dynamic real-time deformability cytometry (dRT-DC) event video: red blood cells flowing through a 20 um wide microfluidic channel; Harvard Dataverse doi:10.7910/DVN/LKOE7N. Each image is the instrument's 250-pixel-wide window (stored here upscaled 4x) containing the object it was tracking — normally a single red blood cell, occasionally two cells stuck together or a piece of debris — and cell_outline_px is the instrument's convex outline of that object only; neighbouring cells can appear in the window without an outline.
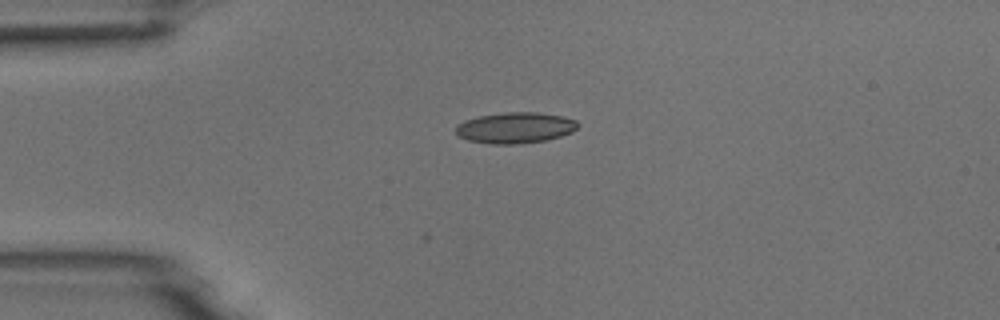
{"species": "common noctule bat (a hibernating species)", "species_latin": "Nyctalus noctula", "temperature_condition": "room temperature", "stored_images_in_passage": 3, "camera_frame_rate_fps": 3000, "um_per_image_px": 0.085, "animal": {"sex": "male", "body_mass_g": 18.8}, "frame": {"image": 1, "passage_image": 3, "time_ms": 0.667, "image_size_px": [1000, 320], "cell_outline_px": [[580, 124], [572, 132], [560, 136], [544, 140], [516, 144], [492, 144], [468, 140], [460, 136], [456, 132], [456, 128], [464, 120], [480, 116], [504, 112], [536, 112], [560, 116], [576, 120]], "centroid_in_image_um": [43.81, 10.86], "position_along_channel_um": 41.2, "area_um2": 21.73}}